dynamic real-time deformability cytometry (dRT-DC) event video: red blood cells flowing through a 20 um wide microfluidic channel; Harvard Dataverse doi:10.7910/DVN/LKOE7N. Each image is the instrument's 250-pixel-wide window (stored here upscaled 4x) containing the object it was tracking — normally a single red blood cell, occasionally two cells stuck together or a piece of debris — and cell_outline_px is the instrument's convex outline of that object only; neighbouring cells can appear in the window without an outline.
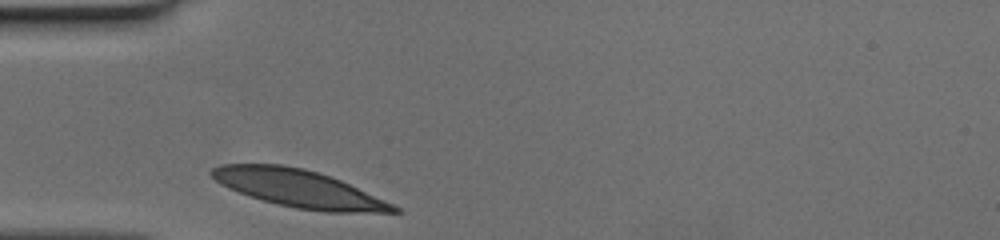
{"species": "human", "species_latin": "Homo sapiens", "temperature_condition": "cold", "stored_images_in_passage": 25, "camera_frame_rate_fps": 3000, "um_per_image_px": 0.085, "donor": {"sex": "female"}, "frame": {"image": 1, "passage_image": 1, "time_ms": 0.0, "image_size_px": [1000, 240], "cell_outline_px": [[400, 212], [328, 212], [296, 208], [276, 204], [228, 188], [216, 180], [208, 172], [212, 168], [220, 164], [280, 164], [304, 168], [340, 180], [384, 200], [400, 208]], "centroid_in_image_um": [25.36, 16.01], "position_along_channel_um": 59.6, "area_um2": 39.07}}
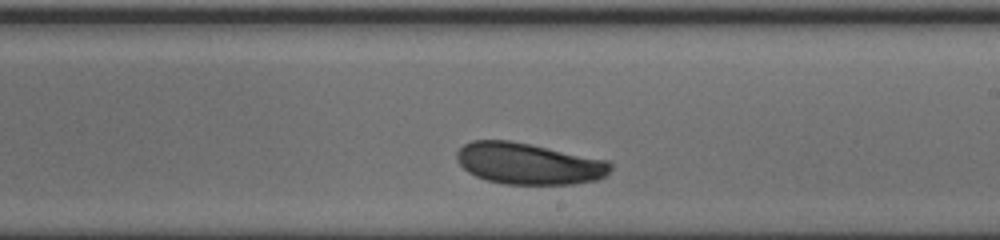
{"frame": {"image": 2, "passage_image": 15, "time_ms": 4.667, "image_size_px": [1000, 240], "cell_outline_px": [[612, 168], [608, 176], [596, 180], [576, 184], [504, 184], [488, 180], [476, 176], [468, 172], [456, 160], [456, 152], [464, 144], [472, 140], [508, 140], [608, 160], [612, 164]], "centroid_in_image_um": [44.95, 13.91], "position_along_channel_um": 244.0, "area_um2": 37.11}}
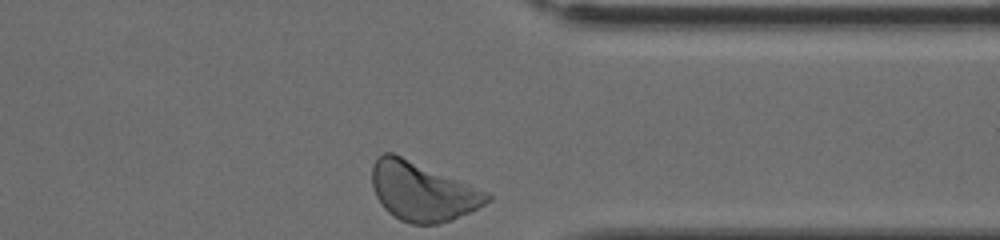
{"frame": {"image": 3, "passage_image": 25, "time_ms": 8.0, "image_size_px": [1000, 240], "cell_outline_px": [[492, 200], [452, 220], [440, 224], [412, 224], [400, 220], [392, 216], [380, 204], [376, 196], [372, 184], [372, 164], [376, 156], [384, 152], [392, 152], [488, 192], [492, 196]], "centroid_in_image_um": [35.86, 16.28], "position_along_channel_um": 375.5, "area_um2": 39.36}}